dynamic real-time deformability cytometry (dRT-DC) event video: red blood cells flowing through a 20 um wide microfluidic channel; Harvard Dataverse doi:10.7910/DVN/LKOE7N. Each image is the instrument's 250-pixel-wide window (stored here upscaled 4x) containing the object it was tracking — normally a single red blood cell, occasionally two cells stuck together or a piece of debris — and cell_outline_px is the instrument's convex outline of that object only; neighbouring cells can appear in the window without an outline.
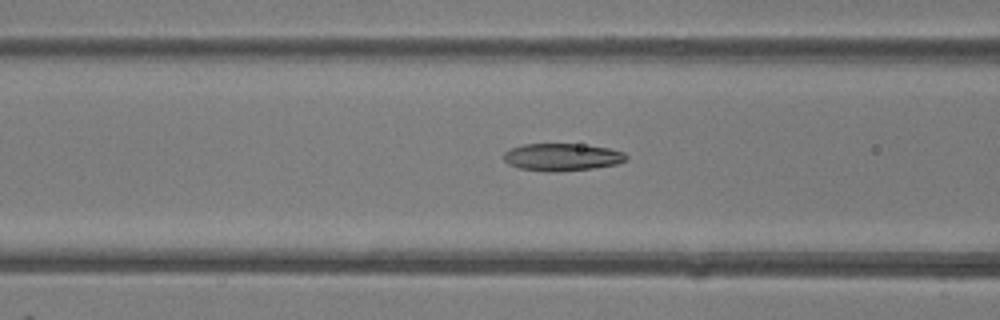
{"species": "common noctule bat (a hibernating species)", "species_latin": "Nyctalus noctula", "temperature_condition": "room temperature", "stored_images_in_passage": 33, "camera_frame_rate_fps": 3000, "um_per_image_px": 0.085, "animal": {"sex": "female"}, "frame": {"image": 1, "passage_image": 5, "time_ms": 1.333, "image_size_px": [1000, 320], "cell_outline_px": [[628, 160], [616, 164], [592, 168], [556, 172], [548, 172], [520, 168], [508, 164], [504, 160], [504, 152], [512, 148], [524, 144], [580, 144], [608, 148], [624, 152], [628, 156]], "centroid_in_image_um": [47.79, 13.35], "position_along_channel_um": 118.8, "area_um2": 19.54}}
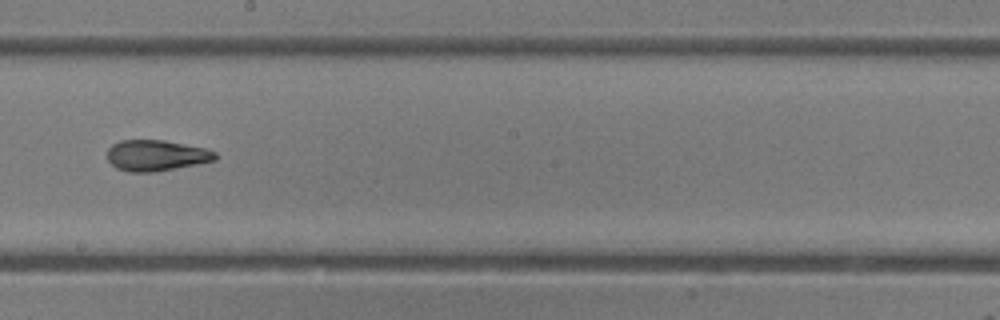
{"frame": {"image": 2, "passage_image": 13, "time_ms": 4.0, "image_size_px": [1000, 320], "cell_outline_px": [[216, 160], [196, 164], [152, 172], [128, 172], [116, 168], [108, 160], [108, 148], [112, 144], [120, 140], [164, 140], [204, 148], [216, 152]], "centroid_in_image_um": [13.25, 13.21], "position_along_channel_um": 235.0, "area_um2": 19.31}}
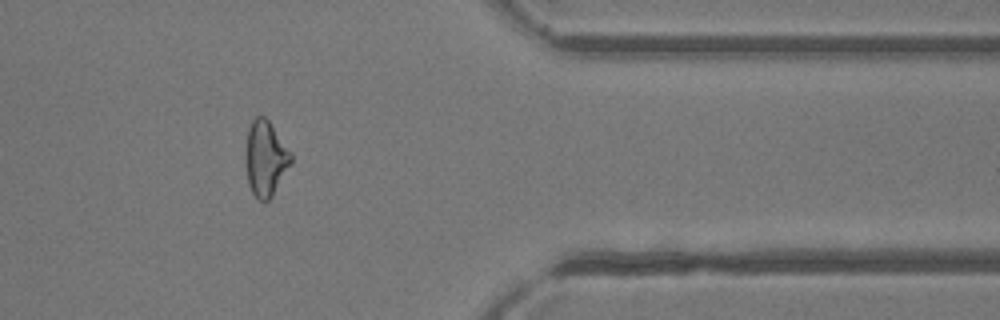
{"frame": {"image": 3, "passage_image": 25, "time_ms": 8.0, "image_size_px": [1000, 320], "cell_outline_px": [[292, 164], [272, 196], [268, 200], [260, 200], [252, 192], [248, 184], [244, 156], [244, 152], [248, 128], [252, 120], [256, 116], [264, 116], [268, 120], [292, 152]], "centroid_in_image_um": [22.56, 13.45], "position_along_channel_um": 388.8, "area_um2": 20.23}, "authors_computed_cell_mechanics": {"area_um2": 19.8254, "velocity_mm_per_s": 4.3494, "shape_relaxation_time_tau1_ms": null, "shape_relaxation_time_tau2_ms": 1.8991, "deformation_change_tau1": null, "deformation_change_tau2": 0.0971}}